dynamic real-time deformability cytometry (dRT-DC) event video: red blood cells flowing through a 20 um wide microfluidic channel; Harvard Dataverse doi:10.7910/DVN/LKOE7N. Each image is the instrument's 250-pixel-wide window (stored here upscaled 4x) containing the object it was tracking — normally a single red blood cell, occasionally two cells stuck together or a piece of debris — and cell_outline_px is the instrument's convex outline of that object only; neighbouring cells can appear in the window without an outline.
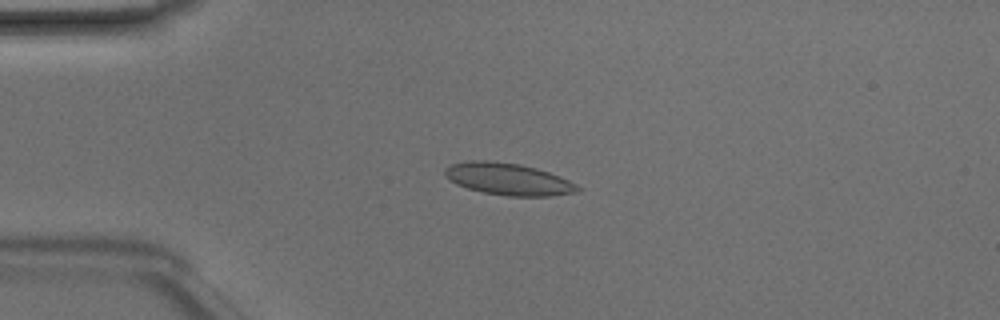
{"species": "Egyptian fruit bat (a non-hibernating species)", "species_latin": "Rousettus aegyptiacus", "temperature_condition": "room temperature", "stored_images_in_passage": 48, "camera_frame_rate_fps": 3000, "um_per_image_px": 0.085, "animal": {"sex": "male"}, "frame": {"image": 1, "passage_image": 12, "time_ms": 3.667, "image_size_px": [1000, 320], "cell_outline_px": [[580, 192], [552, 196], [508, 196], [484, 192], [468, 188], [456, 184], [444, 176], [444, 168], [452, 164], [472, 160], [488, 160], [520, 164], [536, 168], [560, 176], [576, 184], [580, 188]], "centroid_in_image_um": [43.21, 15.22], "position_along_channel_um": 41.8, "area_um2": 24.74}}
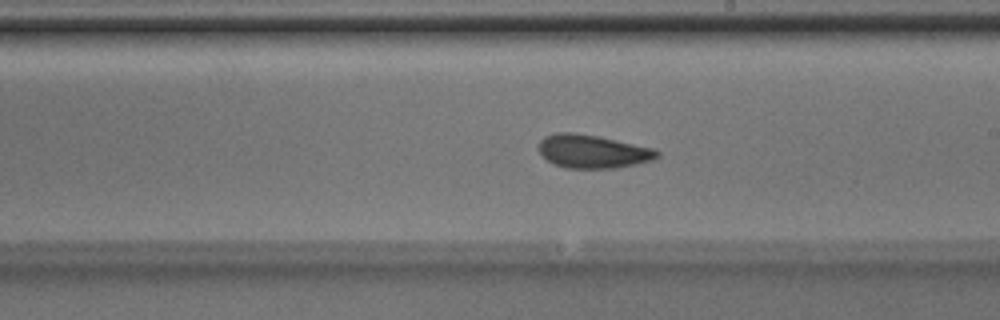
{"frame": {"image": 2, "passage_image": 28, "time_ms": 9.0, "image_size_px": [1000, 320], "cell_outline_px": [[660, 156], [652, 160], [616, 168], [564, 168], [552, 164], [540, 152], [540, 140], [544, 136], [556, 132], [576, 132], [656, 148], [660, 152]], "centroid_in_image_um": [50.39, 12.87], "position_along_channel_um": 238.6, "area_um2": 23.06}}
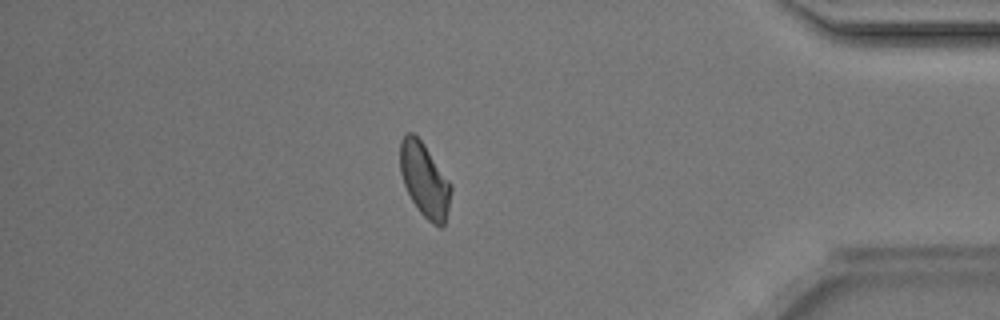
{"frame": {"image": 3, "passage_image": 42, "time_ms": 13.667, "image_size_px": [1000, 320], "cell_outline_px": [[452, 188], [448, 208], [444, 224], [440, 228], [432, 224], [420, 212], [412, 200], [404, 184], [400, 172], [400, 140], [408, 132], [412, 132], [424, 144], [452, 184]], "centroid_in_image_um": [36.09, 15.29], "position_along_channel_um": 399.1, "area_um2": 21.79}, "authors_computed_cell_mechanics": {"area_um2": 22.7154, "velocity_mm_per_s": 4.1853, "shape_relaxation_time_tau1_ms": 2.5462, "shape_relaxation_time_tau2_ms": 1.5741, "deformation_change_tau1": 0.0878, "deformation_change_tau2": 0.0619}}